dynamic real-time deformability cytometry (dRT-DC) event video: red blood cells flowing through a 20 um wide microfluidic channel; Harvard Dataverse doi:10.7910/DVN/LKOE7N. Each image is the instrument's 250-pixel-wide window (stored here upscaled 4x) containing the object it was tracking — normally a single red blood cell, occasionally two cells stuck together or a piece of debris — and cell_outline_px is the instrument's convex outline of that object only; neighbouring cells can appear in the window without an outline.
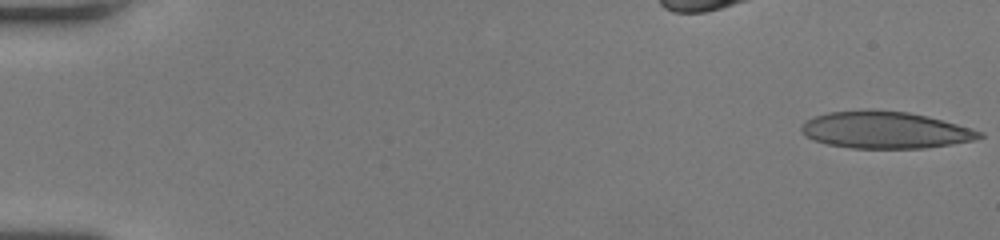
{"species": "human", "species_latin": "Homo sapiens", "temperature_condition": "room temperature", "stored_images_in_passage": 21, "camera_frame_rate_fps": 3000, "um_per_image_px": 0.085, "donor": {"sex": "female"}, "frame": {"image": 1, "passage_image": 1, "time_ms": 0.0, "image_size_px": [1000, 240], "cell_outline_px": [[984, 136], [972, 140], [952, 144], [924, 148], [852, 148], [828, 144], [812, 140], [800, 132], [800, 124], [816, 116], [828, 112], [868, 108], [908, 112], [928, 116], [972, 128], [984, 132]], "centroid_in_image_um": [75.22, 11.03], "position_along_channel_um": 9.8, "area_um2": 38.67}}
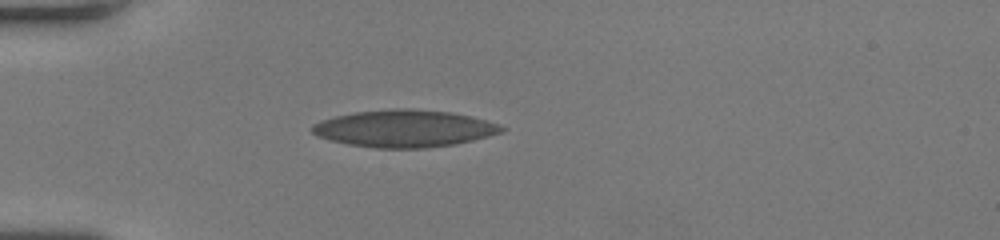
{"frame": {"image": 2, "passage_image": 17, "time_ms": 5.333, "image_size_px": [1000, 240], "cell_outline_px": [[508, 128], [504, 132], [472, 140], [452, 144], [428, 148], [376, 148], [348, 144], [316, 136], [308, 128], [312, 124], [320, 120], [336, 116], [356, 112], [392, 108], [412, 108], [452, 112], [472, 116], [500, 124]], "centroid_in_image_um": [34.38, 10.91], "position_along_channel_um": 50.6, "area_um2": 41.33}}